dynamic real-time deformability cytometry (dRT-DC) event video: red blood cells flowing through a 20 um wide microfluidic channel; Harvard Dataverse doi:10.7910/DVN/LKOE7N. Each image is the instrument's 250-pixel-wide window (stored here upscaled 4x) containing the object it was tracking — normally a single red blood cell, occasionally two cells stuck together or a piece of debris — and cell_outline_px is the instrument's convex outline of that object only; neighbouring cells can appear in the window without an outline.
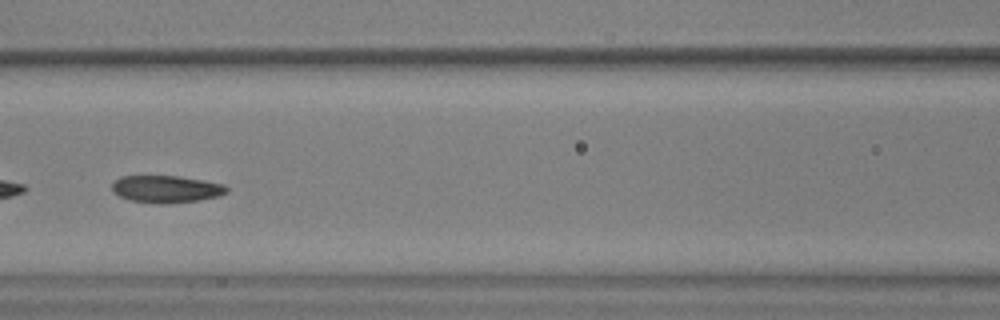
{"species": "common noctule bat (a hibernating species)", "species_latin": "Nyctalus noctula", "temperature_condition": "warm", "stored_images_in_passage": 47, "segment_of_instrument_passage": [2, 2], "camera_frame_rate_fps": 3000, "um_per_image_px": 0.085, "animal": {"sex": "male", "body_mass_g": 17.9, "forearm_length_mm": 54.2}, "frame": {"image": 1, "passage_image": 21, "time_ms": 6.667, "image_size_px": [1000, 320], "cell_outline_px": [[228, 192], [216, 196], [200, 200], [172, 204], [152, 204], [132, 200], [120, 196], [112, 192], [112, 184], [120, 176], [176, 176], [204, 180], [224, 184], [228, 188]], "centroid_in_image_um": [14.13, 16.08], "position_along_channel_um": 152.5, "area_um2": 18.32}}
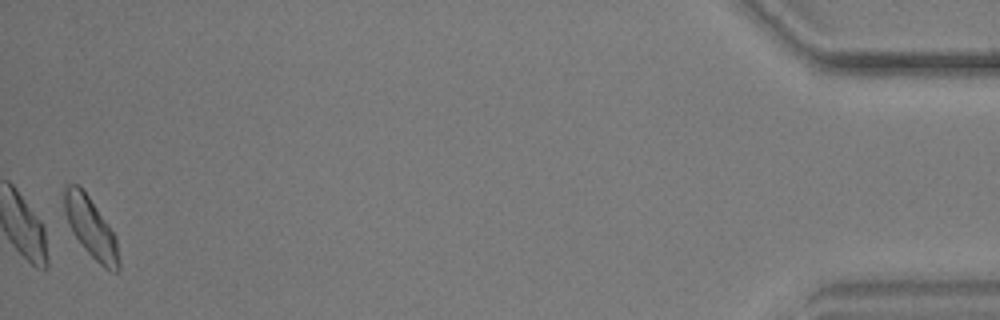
{"frame": {"image": 2, "passage_image": 47, "time_ms": 15.333, "image_size_px": [1000, 320], "cell_outline_px": [[120, 272], [116, 272], [104, 268], [84, 248], [72, 232], [64, 212], [64, 188], [68, 184], [76, 184], [88, 196], [108, 224], [116, 236], [120, 260]], "centroid_in_image_um": [7.74, 19.39], "position_along_channel_um": 427.5, "area_um2": 18.9}}